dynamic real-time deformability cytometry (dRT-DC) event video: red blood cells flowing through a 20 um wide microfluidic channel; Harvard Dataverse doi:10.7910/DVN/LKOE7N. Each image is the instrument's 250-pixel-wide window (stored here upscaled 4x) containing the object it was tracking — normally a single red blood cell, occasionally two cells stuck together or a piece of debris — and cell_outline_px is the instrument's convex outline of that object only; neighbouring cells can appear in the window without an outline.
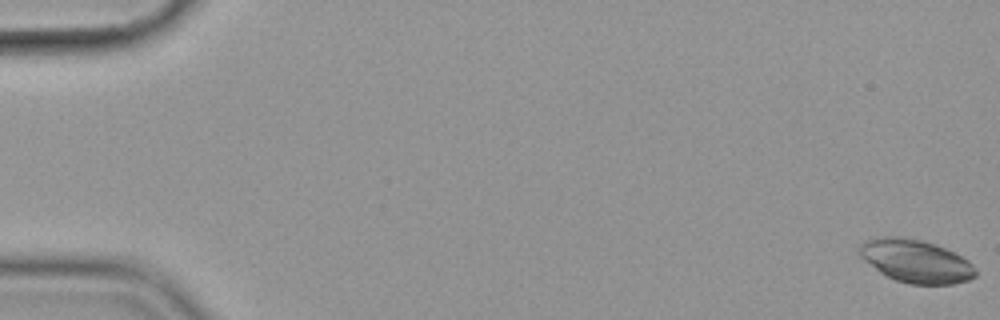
{"species": "common noctule bat (a hibernating species)", "species_latin": "Nyctalus noctula", "temperature_condition": "cold", "stored_images_in_passage": 19, "camera_frame_rate_fps": 3000, "um_per_image_px": 0.085, "animal": {"sex": "female", "body_mass_g": 19.9}, "frame": {"image": 1, "passage_image": 1, "time_ms": 0.0, "image_size_px": [1000, 320], "cell_outline_px": [[976, 276], [968, 280], [952, 284], [908, 284], [896, 280], [880, 272], [864, 260], [856, 252], [860, 244], [868, 240], [884, 236], [896, 236], [920, 240], [936, 244], [968, 260], [976, 268]], "centroid_in_image_um": [77.83, 22.2], "position_along_channel_um": 7.2, "area_um2": 28.96}}
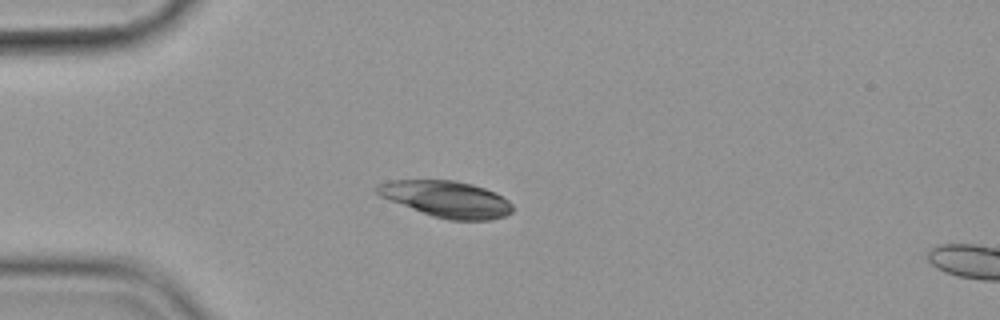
{"frame": {"image": 2, "passage_image": 16, "time_ms": 5.0, "image_size_px": [1000, 320], "cell_outline_px": [[512, 212], [504, 216], [492, 220], [448, 220], [432, 216], [380, 196], [372, 188], [376, 184], [388, 180], [452, 180], [472, 184], [496, 192], [508, 200], [512, 204]], "centroid_in_image_um": [37.94, 16.91], "position_along_channel_um": 47.1, "area_um2": 28.78}}